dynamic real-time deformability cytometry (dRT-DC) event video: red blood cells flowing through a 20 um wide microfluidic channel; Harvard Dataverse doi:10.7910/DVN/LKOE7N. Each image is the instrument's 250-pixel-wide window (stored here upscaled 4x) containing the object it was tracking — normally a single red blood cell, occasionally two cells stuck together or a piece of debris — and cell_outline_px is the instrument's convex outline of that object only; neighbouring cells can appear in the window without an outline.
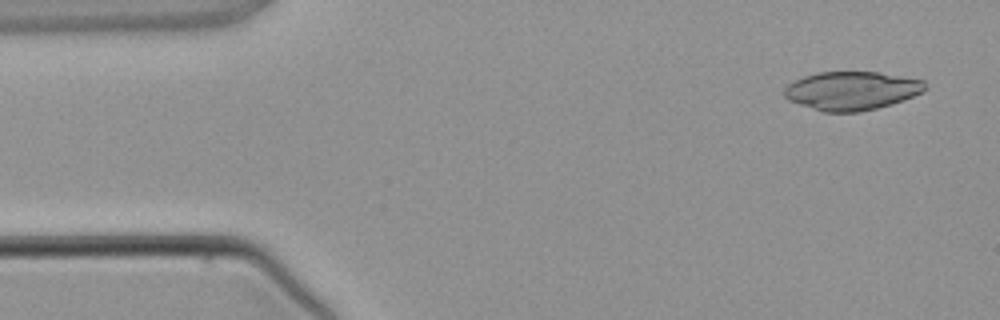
{"species": "common noctule bat (a hibernating species)", "species_latin": "Nyctalus noctula", "temperature_condition": "warm", "stored_images_in_passage": 4, "camera_frame_rate_fps": 3000, "um_per_image_px": 0.085, "animal": {"sex": "male", "body_mass_g": 21.5, "forearm_length_mm": 52.0}, "frame": {"image": 1, "passage_image": 1, "time_ms": 0.0, "image_size_px": [1000, 320], "cell_outline_px": [[924, 88], [920, 92], [912, 96], [892, 104], [860, 112], [824, 112], [788, 100], [784, 96], [784, 88], [788, 84], [804, 76], [816, 72], [880, 72], [924, 80]], "centroid_in_image_um": [72.36, 7.71], "position_along_channel_um": 12.6, "area_um2": 31.39}}